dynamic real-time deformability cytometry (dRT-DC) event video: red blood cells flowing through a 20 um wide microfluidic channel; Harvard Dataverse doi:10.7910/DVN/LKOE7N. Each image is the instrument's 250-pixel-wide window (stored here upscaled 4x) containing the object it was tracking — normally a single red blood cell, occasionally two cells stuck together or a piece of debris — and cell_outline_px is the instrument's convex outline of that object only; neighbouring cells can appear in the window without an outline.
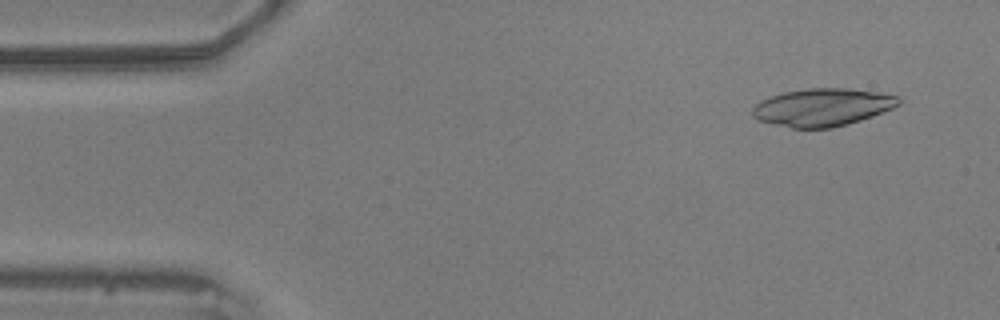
{"species": "common noctule bat (a hibernating species)", "species_latin": "Nyctalus noctula", "temperature_condition": "warm", "stored_images_in_passage": 53, "camera_frame_rate_fps": 3000, "um_per_image_px": 0.085, "animal": {"sex": "male", "body_mass_g": 20.5, "forearm_length_mm": 52.5}, "frame": {"image": 1, "passage_image": 2, "time_ms": 0.333, "image_size_px": [1000, 320], "cell_outline_px": [[900, 104], [892, 108], [872, 116], [848, 124], [832, 128], [792, 128], [760, 120], [752, 116], [752, 108], [760, 100], [784, 92], [808, 88], [848, 88], [876, 92], [900, 96]], "centroid_in_image_um": [69.92, 9.11], "position_along_channel_um": 15.1, "area_um2": 31.96}}